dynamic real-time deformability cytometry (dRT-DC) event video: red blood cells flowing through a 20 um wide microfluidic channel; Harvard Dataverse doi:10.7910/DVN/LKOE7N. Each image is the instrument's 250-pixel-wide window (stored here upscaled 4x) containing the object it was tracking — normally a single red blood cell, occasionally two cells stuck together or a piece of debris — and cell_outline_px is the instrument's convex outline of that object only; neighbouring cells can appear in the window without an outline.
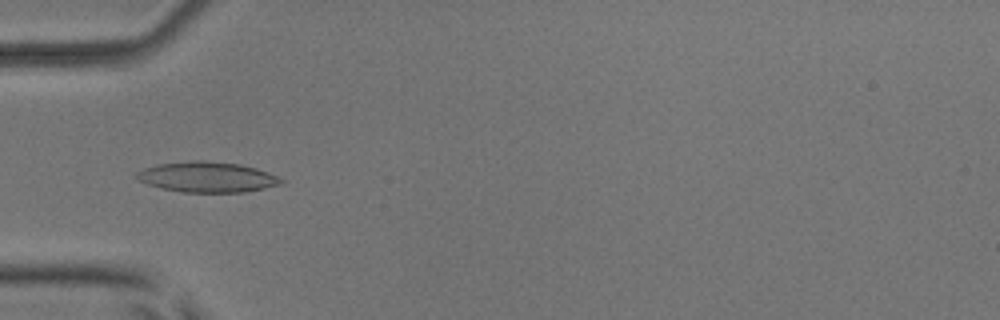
{"species": "common noctule bat (a hibernating species)", "species_latin": "Nyctalus noctula", "temperature_condition": "room temperature", "stored_images_in_passage": 7, "camera_frame_rate_fps": 3000, "um_per_image_px": 0.085, "animal": {"sex": "male", "body_mass_g": 17.9, "forearm_length_mm": 54.2}, "frame": {"image": 1, "passage_image": 4, "time_ms": 3.667, "image_size_px": [1000, 320], "cell_outline_px": [[284, 180], [280, 184], [264, 188], [244, 192], [184, 192], [160, 188], [148, 184], [140, 180], [136, 176], [136, 172], [144, 168], [156, 164], [196, 160], [204, 160], [240, 164], [256, 168], [268, 172]], "centroid_in_image_um": [17.6, 15.04], "position_along_channel_um": 67.4, "area_um2": 25.49}}
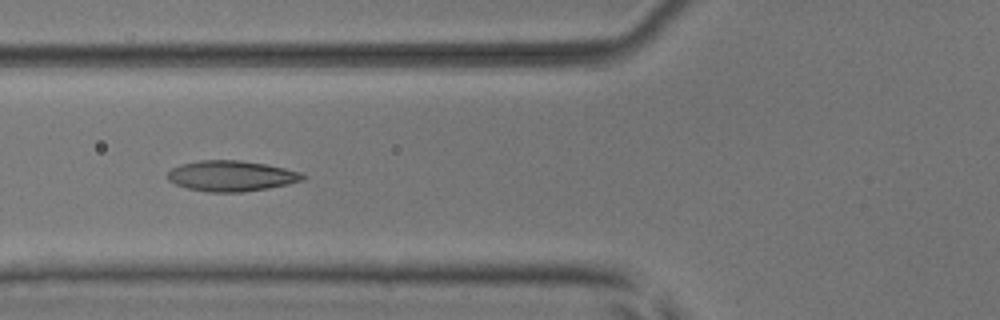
{"frame": {"image": 2, "passage_image": 5, "time_ms": 4.667, "image_size_px": [1000, 320], "cell_outline_px": [[308, 176], [304, 180], [288, 184], [268, 188], [240, 192], [208, 192], [188, 188], [176, 184], [168, 180], [168, 172], [172, 168], [180, 164], [200, 160], [240, 160], [264, 164], [284, 168], [300, 172]], "centroid_in_image_um": [19.67, 14.95], "position_along_channel_um": 106.1, "area_um2": 24.04}}
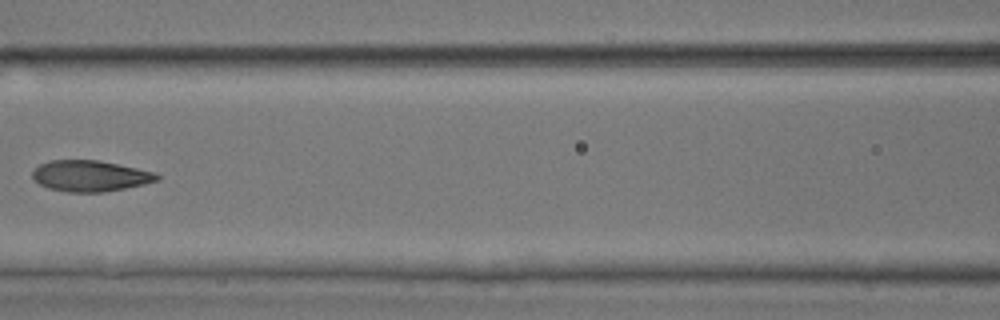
{"frame": {"image": 3, "passage_image": 6, "time_ms": 6.0, "image_size_px": [1000, 320], "cell_outline_px": [[160, 180], [144, 184], [104, 192], [68, 192], [48, 188], [32, 180], [32, 172], [40, 164], [48, 160], [96, 160], [156, 172], [160, 176]], "centroid_in_image_um": [7.65, 14.96], "position_along_channel_um": 159.0, "area_um2": 22.48}}